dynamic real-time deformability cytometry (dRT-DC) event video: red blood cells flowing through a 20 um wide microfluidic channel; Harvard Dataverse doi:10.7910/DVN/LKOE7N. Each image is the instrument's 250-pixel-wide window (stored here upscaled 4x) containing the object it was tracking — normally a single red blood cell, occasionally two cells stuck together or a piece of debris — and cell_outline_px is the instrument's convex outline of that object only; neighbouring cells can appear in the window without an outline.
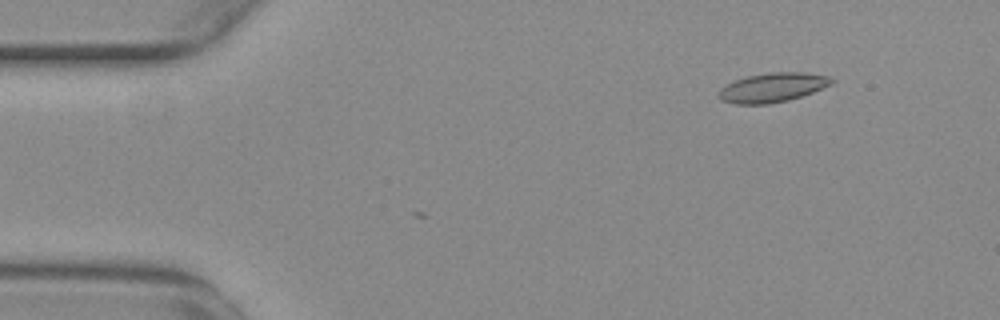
{"species": "common noctule bat (a hibernating species)", "species_latin": "Nyctalus noctula", "temperature_condition": "warm", "stored_images_in_passage": 3, "camera_frame_rate_fps": 3000, "um_per_image_px": 0.085, "animal": {"sex": "female", "body_mass_g": 29.2, "forearm_length_mm": 56.3}, "frame": {"image": 1, "passage_image": 3, "time_ms": 0.667, "image_size_px": [1000, 320], "cell_outline_px": [[836, 80], [832, 84], [812, 92], [788, 100], [768, 104], [736, 104], [720, 100], [716, 96], [720, 88], [736, 80], [748, 76], [768, 72], [804, 72], [828, 76]], "centroid_in_image_um": [65.65, 7.44], "position_along_channel_um": 19.4, "area_um2": 19.25}}